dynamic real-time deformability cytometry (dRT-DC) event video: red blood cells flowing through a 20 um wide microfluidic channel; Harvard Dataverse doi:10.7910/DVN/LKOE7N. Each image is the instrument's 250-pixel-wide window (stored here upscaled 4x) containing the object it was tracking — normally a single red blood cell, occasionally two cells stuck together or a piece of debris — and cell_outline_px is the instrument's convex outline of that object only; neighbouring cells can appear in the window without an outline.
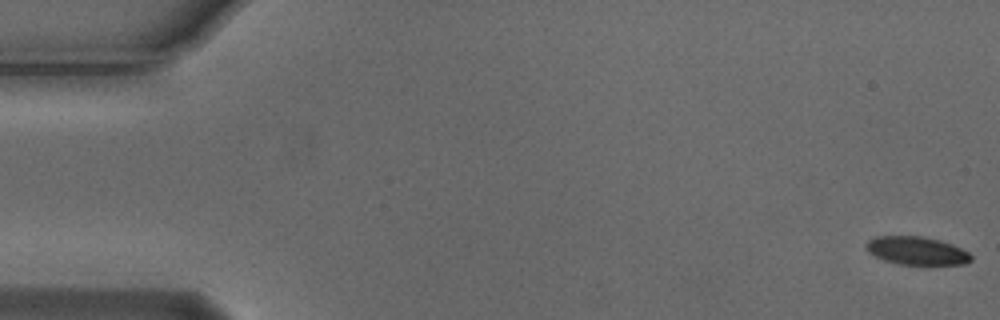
{"species": "Egyptian fruit bat (a non-hibernating species)", "species_latin": "Rousettus aegyptiacus", "temperature_condition": "cold", "stored_images_in_passage": 17, "camera_frame_rate_fps": 3000, "um_per_image_px": 0.085, "animal": {"sex": "male"}, "frame": {"image": 1, "passage_image": 1, "time_ms": 0.0, "image_size_px": [1000, 320], "cell_outline_px": [[972, 260], [964, 264], [896, 264], [884, 260], [868, 252], [864, 248], [864, 244], [868, 240], [876, 236], [920, 236], [940, 240], [952, 244], [968, 252], [972, 256]], "centroid_in_image_um": [77.88, 21.3], "position_along_channel_um": 7.1, "area_um2": 17.22}}
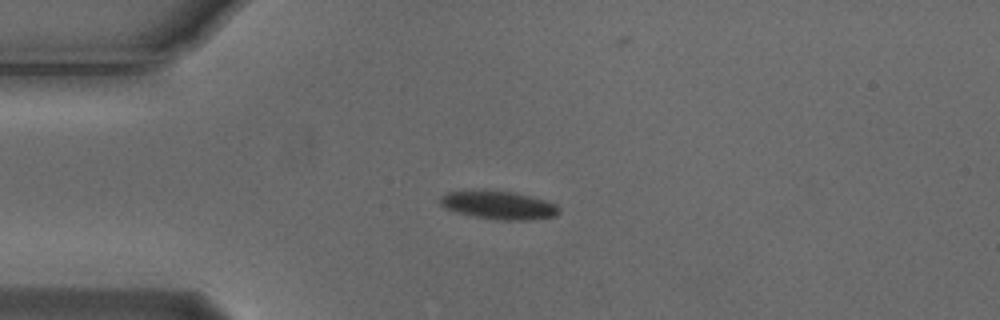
{"frame": {"image": 2, "passage_image": 14, "time_ms": 4.333, "image_size_px": [1000, 320], "cell_outline_px": [[560, 212], [556, 216], [532, 220], [496, 220], [472, 216], [456, 212], [444, 208], [440, 204], [440, 196], [448, 192], [484, 188], [516, 192], [532, 196], [556, 204], [560, 208]], "centroid_in_image_um": [42.37, 17.41], "position_along_channel_um": 42.6, "area_um2": 20.29}}